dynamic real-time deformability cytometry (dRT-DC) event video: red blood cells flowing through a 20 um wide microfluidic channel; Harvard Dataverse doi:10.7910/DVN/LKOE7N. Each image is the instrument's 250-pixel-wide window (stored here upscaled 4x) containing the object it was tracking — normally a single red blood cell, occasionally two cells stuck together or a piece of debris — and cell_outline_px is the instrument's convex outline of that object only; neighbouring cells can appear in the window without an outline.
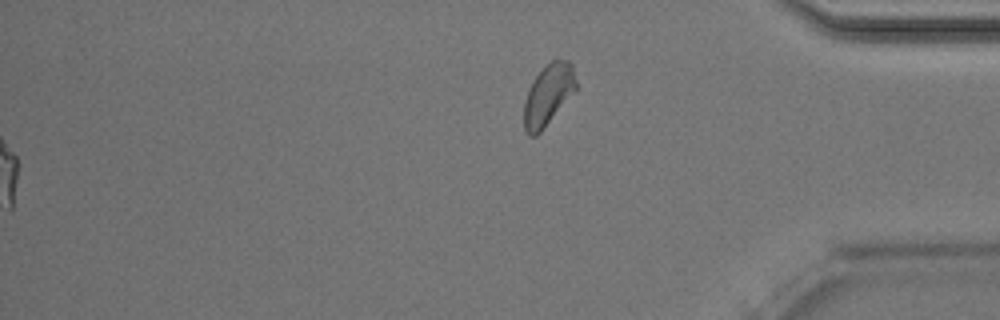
{"species": "Egyptian fruit bat (a non-hibernating species)", "species_latin": "Rousettus aegyptiacus", "temperature_condition": "room temperature", "stored_images_in_passage": 51, "camera_frame_rate_fps": 3000, "um_per_image_px": 0.085, "animal": {"sex": "male"}, "frame": {"image": 1, "passage_image": 51, "time_ms": 16.667, "image_size_px": [1000, 320], "cell_outline_px": [[576, 88], [540, 132], [536, 136], [528, 136], [524, 128], [524, 100], [528, 88], [544, 64], [552, 60], [568, 60], [572, 64], [576, 80]], "centroid_in_image_um": [46.56, 8.03], "position_along_channel_um": 388.6, "area_um2": 18.26}, "authors_computed_cell_mechanics": {"area_um2": 21.9062, "velocity_mm_per_s": 4.033, "shape_relaxation_time_tau1_ms": 4.7762, "shape_relaxation_time_tau2_ms": 1.8621, "deformation_change_tau1": 0.1525, "deformation_change_tau2": 0.0872}}